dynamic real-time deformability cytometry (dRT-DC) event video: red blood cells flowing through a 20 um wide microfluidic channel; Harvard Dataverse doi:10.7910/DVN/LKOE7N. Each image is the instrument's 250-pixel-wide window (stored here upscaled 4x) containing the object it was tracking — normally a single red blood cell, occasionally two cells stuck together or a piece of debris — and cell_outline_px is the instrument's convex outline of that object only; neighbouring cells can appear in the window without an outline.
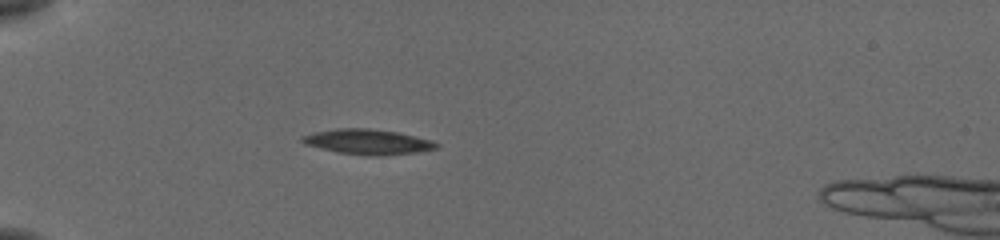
{"species": "common noctule bat (a hibernating species)", "species_latin": "Nyctalus noctula", "temperature_condition": "cold", "stored_images_in_passage": 52, "camera_frame_rate_fps": 3000, "um_per_image_px": 0.085, "animal": {"sex": "female", "body_mass_g": 19.5, "forearm_length_mm": 54.1}, "frame": {"image": 1, "passage_image": 13, "time_ms": 4.0, "image_size_px": [1000, 240], "cell_outline_px": [[440, 144], [436, 148], [412, 152], [340, 152], [304, 144], [300, 140], [300, 136], [312, 132], [336, 128], [368, 128], [396, 132], [432, 140]], "centroid_in_image_um": [31.16, 11.97], "position_along_channel_um": 53.8, "area_um2": 18.26}}
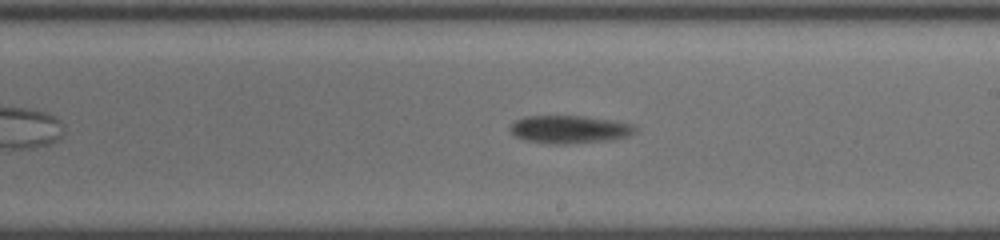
{"frame": {"image": 2, "passage_image": 30, "time_ms": 9.667, "image_size_px": [1000, 240], "cell_outline_px": [[636, 132], [628, 136], [612, 140], [560, 144], [556, 144], [524, 140], [516, 136], [508, 128], [516, 120], [524, 116], [584, 116], [632, 124], [636, 128]], "centroid_in_image_um": [48.4, 10.99], "position_along_channel_um": 240.6, "area_um2": 20.11}}
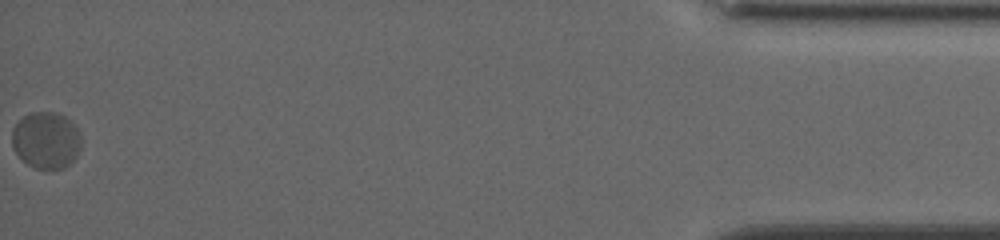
{"frame": {"image": 3, "passage_image": 52, "time_ms": 17.0, "image_size_px": [1000, 240], "cell_outline_px": [[80, 148], [76, 156], [64, 168], [36, 168], [28, 164], [16, 152], [12, 144], [12, 128], [24, 116], [32, 112], [56, 112], [64, 116], [80, 132]], "centroid_in_image_um": [3.91, 11.9], "position_along_channel_um": 431.3, "area_um2": 22.48}, "authors_computed_cell_mechanics": {"area_um2": 20.1433, "velocity_mm_per_s": 3.7069, "shape_relaxation_time_tau1_ms": 3.774, "shape_relaxation_time_tau2_ms": null, "deformation_change_tau1": 0.0832, "deformation_change_tau2": null}}